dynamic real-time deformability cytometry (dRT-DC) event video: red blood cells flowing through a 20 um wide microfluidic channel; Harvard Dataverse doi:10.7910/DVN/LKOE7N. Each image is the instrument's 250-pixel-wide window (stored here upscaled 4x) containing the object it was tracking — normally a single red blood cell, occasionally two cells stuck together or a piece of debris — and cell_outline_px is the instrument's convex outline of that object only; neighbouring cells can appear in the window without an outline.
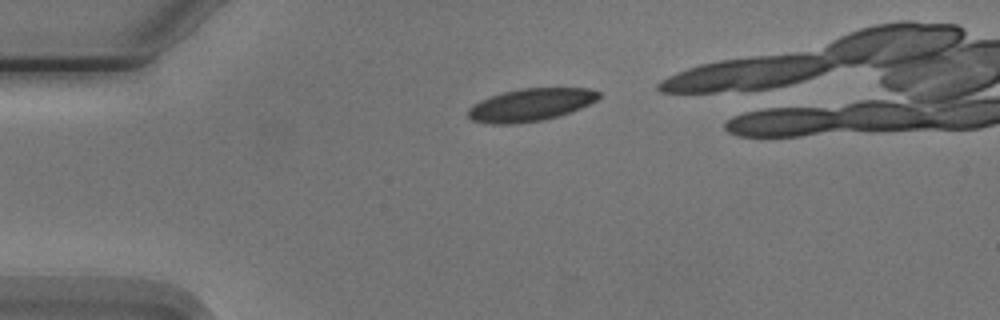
{"species": "Egyptian fruit bat (a non-hibernating species)", "species_latin": "Rousettus aegyptiacus", "temperature_condition": "cold", "stored_images_in_passage": 17, "camera_frame_rate_fps": 3000, "um_per_image_px": 0.085, "animal": {"sex": "male"}, "frame": {"image": 1, "passage_image": 2, "time_ms": 0.333, "image_size_px": [1000, 320], "cell_outline_px": [[600, 96], [596, 100], [580, 108], [544, 120], [516, 124], [492, 124], [472, 120], [468, 116], [468, 108], [472, 104], [480, 100], [504, 92], [520, 88], [588, 88], [600, 92]], "centroid_in_image_um": [45.07, 8.91], "position_along_channel_um": 39.9, "area_um2": 24.68}}
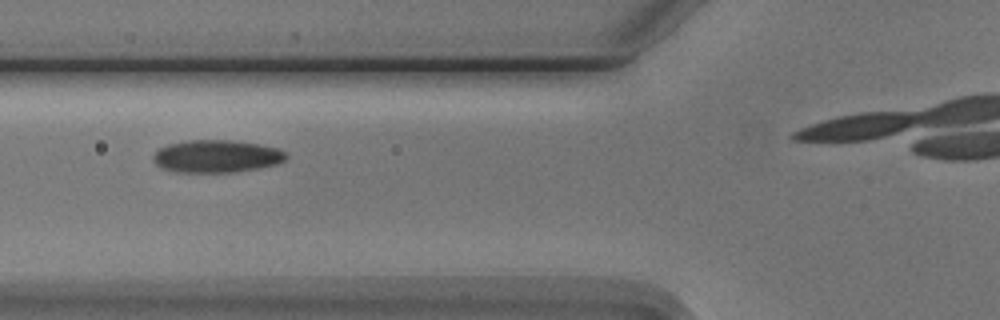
{"frame": {"image": 2, "passage_image": 10, "time_ms": 3.0, "image_size_px": [1000, 320], "cell_outline_px": [[288, 156], [284, 160], [276, 164], [260, 168], [232, 172], [184, 172], [164, 168], [156, 164], [152, 156], [160, 148], [168, 144], [188, 140], [232, 140], [260, 144], [276, 148], [284, 152]], "centroid_in_image_um": [18.43, 13.27], "position_along_channel_um": 107.4, "area_um2": 24.97}}
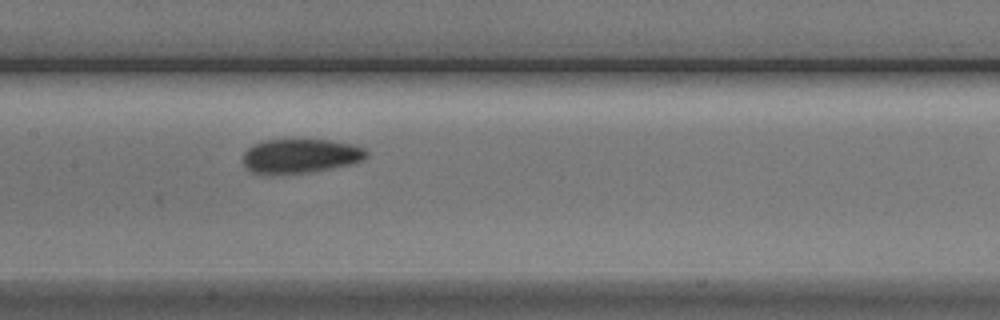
{"frame": {"image": 3, "passage_image": 16, "time_ms": 5.0, "image_size_px": [1000, 320], "cell_outline_px": [[368, 156], [364, 160], [352, 164], [308, 172], [252, 172], [244, 168], [244, 152], [252, 144], [264, 140], [328, 140], [352, 144], [364, 148], [368, 152]], "centroid_in_image_um": [25.57, 13.23], "position_along_channel_um": 181.8, "area_um2": 24.22}}